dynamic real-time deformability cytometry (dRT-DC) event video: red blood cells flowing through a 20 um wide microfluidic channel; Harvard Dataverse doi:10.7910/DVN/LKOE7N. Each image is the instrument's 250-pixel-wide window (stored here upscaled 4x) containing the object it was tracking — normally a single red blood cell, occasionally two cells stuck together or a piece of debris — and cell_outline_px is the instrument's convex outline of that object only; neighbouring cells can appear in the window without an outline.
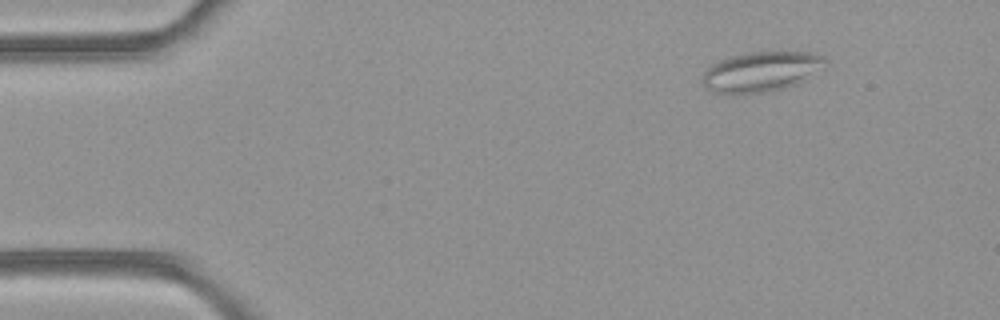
{"species": "common noctule bat (a hibernating species)", "species_latin": "Nyctalus noctula", "temperature_condition": "room temperature", "stored_images_in_passage": 45, "camera_frame_rate_fps": 3000, "um_per_image_px": 0.085, "animal": {"sex": "female", "body_mass_g": 21.9}, "frame": {"image": 1, "passage_image": 1, "time_ms": 0.0, "image_size_px": [1000, 320], "cell_outline_px": [[828, 64], [824, 68], [796, 84], [784, 88], [764, 92], [732, 96], [712, 92], [704, 84], [704, 72], [712, 64], [728, 56], [752, 52], [808, 52], [824, 56], [828, 60]], "centroid_in_image_um": [64.72, 6.11], "position_along_channel_um": 20.3, "area_um2": 28.96}}
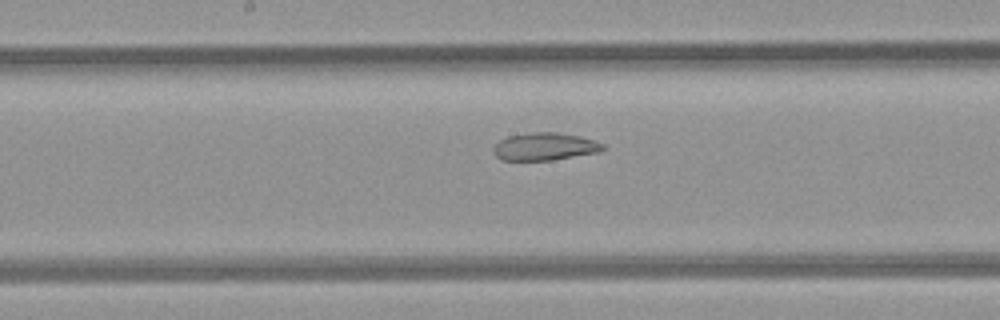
{"frame": {"image": 2, "passage_image": 21, "time_ms": 6.667, "image_size_px": [1000, 320], "cell_outline_px": [[604, 148], [600, 152], [552, 160], [500, 160], [492, 152], [492, 148], [500, 140], [508, 136], [532, 132], [556, 132], [580, 136], [596, 140], [604, 144]], "centroid_in_image_um": [46.31, 12.46], "position_along_channel_um": 201.9, "area_um2": 17.74}}
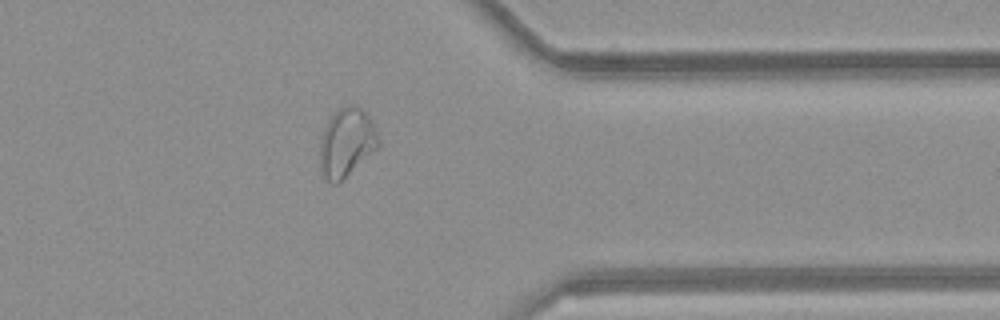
{"frame": {"image": 3, "passage_image": 35, "time_ms": 11.333, "image_size_px": [1000, 320], "cell_outline_px": [[380, 144], [376, 148], [336, 184], [332, 184], [324, 176], [320, 168], [320, 140], [324, 128], [328, 120], [344, 104], [356, 104], [372, 120], [380, 140]], "centroid_in_image_um": [29.44, 12.07], "position_along_channel_um": 382.0, "area_um2": 23.0}, "authors_computed_cell_mechanics": {"area_um2": 23.5824, "velocity_mm_per_s": 4.1006, "shape_relaxation_time_tau1_ms": null, "shape_relaxation_time_tau2_ms": 2.7185, "deformation_change_tau1": null, "deformation_change_tau2": 0.0897}}